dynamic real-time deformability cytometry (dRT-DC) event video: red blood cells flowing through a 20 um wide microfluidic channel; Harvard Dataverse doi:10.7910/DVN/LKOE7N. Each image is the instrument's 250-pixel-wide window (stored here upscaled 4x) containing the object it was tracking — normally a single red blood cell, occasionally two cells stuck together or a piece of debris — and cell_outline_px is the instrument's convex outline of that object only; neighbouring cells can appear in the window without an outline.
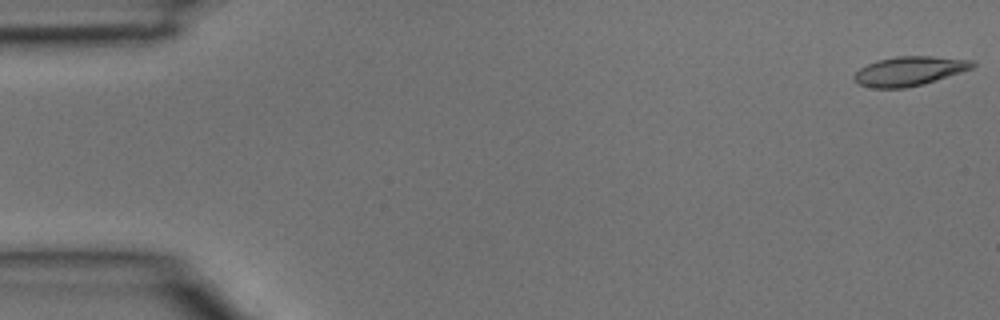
{"species": "common noctule bat (a hibernating species)", "species_latin": "Nyctalus noctula", "temperature_condition": "room temperature", "stored_images_in_passage": 10, "camera_frame_rate_fps": 3000, "um_per_image_px": 0.085, "animal": {"sex": "male", "body_mass_g": 15.6}, "frame": {"image": 1, "passage_image": 1, "time_ms": 0.0, "image_size_px": [1000, 320], "cell_outline_px": [[976, 64], [972, 68], [924, 84], [904, 88], [872, 88], [860, 84], [852, 76], [860, 68], [876, 60], [896, 56], [932, 56], [976, 60]], "centroid_in_image_um": [77.31, 6.03], "position_along_channel_um": 7.7, "area_um2": 20.17}}